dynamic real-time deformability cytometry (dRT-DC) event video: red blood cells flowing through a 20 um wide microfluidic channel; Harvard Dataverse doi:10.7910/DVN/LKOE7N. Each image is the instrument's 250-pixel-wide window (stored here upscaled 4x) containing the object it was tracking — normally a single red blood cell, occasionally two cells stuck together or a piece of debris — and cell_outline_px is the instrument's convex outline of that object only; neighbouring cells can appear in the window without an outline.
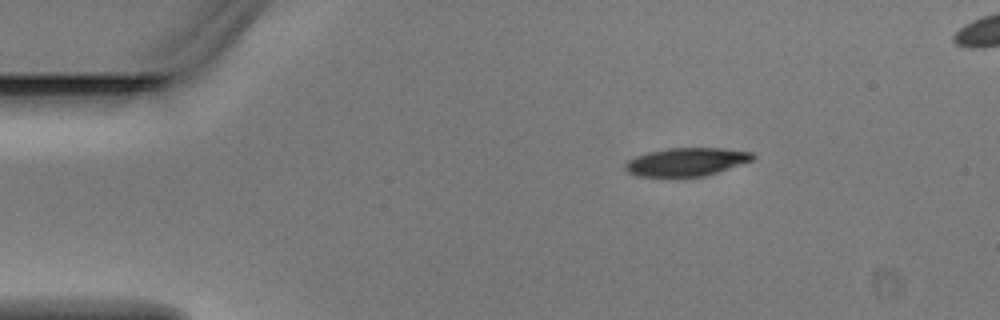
{"species": "Egyptian fruit bat (a non-hibernating species)", "species_latin": "Rousettus aegyptiacus", "temperature_condition": "warm", "stored_images_in_passage": 2, "camera_frame_rate_fps": 3000, "um_per_image_px": 0.085, "animal": {"sex": "male"}, "frame": {"image": 1, "passage_image": 2, "time_ms": 0.333, "image_size_px": [1000, 320], "cell_outline_px": [[756, 156], [752, 160], [704, 176], [636, 176], [628, 172], [624, 168], [624, 164], [628, 160], [636, 156], [648, 152], [668, 148], [724, 148], [752, 152]], "centroid_in_image_um": [58.32, 13.75], "position_along_channel_um": 26.7, "area_um2": 20.75}}